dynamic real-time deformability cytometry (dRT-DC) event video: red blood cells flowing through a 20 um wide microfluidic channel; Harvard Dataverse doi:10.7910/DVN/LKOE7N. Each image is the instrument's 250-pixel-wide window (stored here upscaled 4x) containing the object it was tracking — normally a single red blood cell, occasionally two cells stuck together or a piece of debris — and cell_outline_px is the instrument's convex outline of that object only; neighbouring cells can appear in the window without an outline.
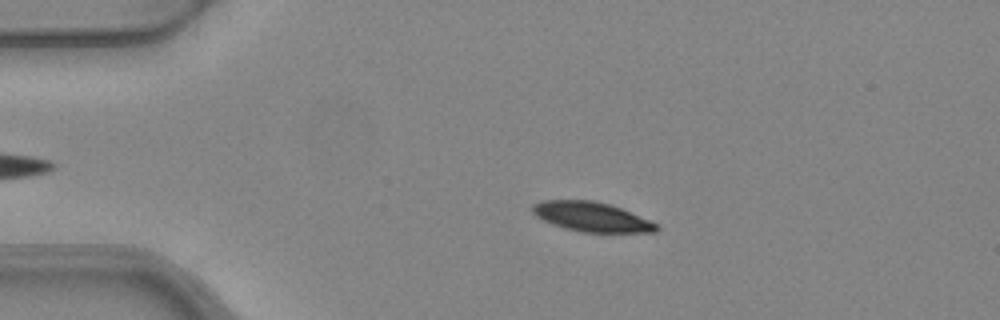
{"species": "common noctule bat (a hibernating species)", "species_latin": "Nyctalus noctula", "temperature_condition": "warm", "stored_images_in_passage": 5, "camera_frame_rate_fps": 3000, "um_per_image_px": 0.085, "animal": {"sex": "female", "body_mass_g": 24.6, "forearm_length_mm": 56.2}, "frame": {"image": 1, "passage_image": 3, "time_ms": 0.667, "image_size_px": [1000, 320], "cell_outline_px": [[660, 228], [656, 232], [580, 232], [564, 228], [552, 224], [536, 216], [532, 212], [532, 204], [544, 200], [592, 200], [608, 204], [620, 208], [648, 220], [656, 224]], "centroid_in_image_um": [50.24, 18.43], "position_along_channel_um": 34.8, "area_um2": 21.1}}